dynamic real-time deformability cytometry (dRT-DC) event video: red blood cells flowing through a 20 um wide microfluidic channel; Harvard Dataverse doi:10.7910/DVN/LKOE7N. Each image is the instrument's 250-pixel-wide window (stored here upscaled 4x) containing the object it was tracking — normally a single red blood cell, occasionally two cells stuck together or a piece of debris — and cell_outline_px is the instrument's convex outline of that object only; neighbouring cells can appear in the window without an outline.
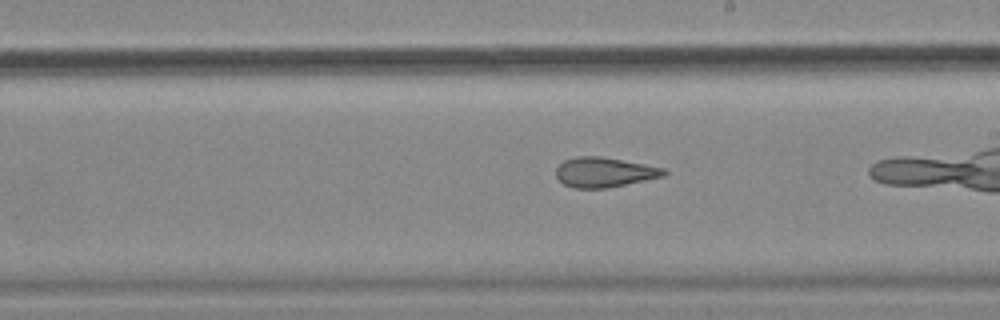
{"species": "common noctule bat (a hibernating species)", "species_latin": "Nyctalus noctula", "temperature_condition": "cold", "stored_images_in_passage": 29, "camera_frame_rate_fps": 3000, "um_per_image_px": 0.085, "animal": {"sex": "female", "body_mass_g": 18.4}, "frame": {"image": 1, "passage_image": 17, "time_ms": 5.333, "image_size_px": [1000, 320], "cell_outline_px": [[668, 172], [664, 176], [608, 188], [572, 188], [564, 184], [556, 176], [556, 168], [564, 160], [576, 156], [600, 156], [644, 164], [664, 168]], "centroid_in_image_um": [51.35, 14.64], "position_along_channel_um": 237.6, "area_um2": 18.73}}